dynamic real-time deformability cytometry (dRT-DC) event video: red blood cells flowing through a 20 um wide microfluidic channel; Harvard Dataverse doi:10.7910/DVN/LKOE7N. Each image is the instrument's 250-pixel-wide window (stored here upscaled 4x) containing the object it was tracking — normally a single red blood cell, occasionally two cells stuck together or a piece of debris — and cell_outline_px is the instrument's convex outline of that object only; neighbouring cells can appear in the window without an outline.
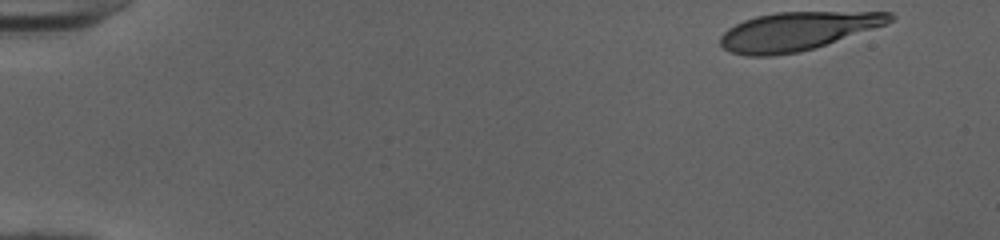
{"species": "human", "species_latin": "Homo sapiens", "temperature_condition": "cold", "stored_images_in_passage": 48, "camera_frame_rate_fps": 3000, "um_per_image_px": 0.085, "donor": {"sex": "female"}, "frame": {"image": 1, "passage_image": 1, "time_ms": 0.0, "image_size_px": [1000, 240], "cell_outline_px": [[896, 16], [888, 24], [800, 52], [772, 56], [744, 56], [732, 52], [724, 48], [720, 44], [720, 36], [728, 28], [744, 20], [756, 16], [776, 12], [892, 12]], "centroid_in_image_um": [67.76, 2.65], "position_along_channel_um": 17.2, "area_um2": 37.8}}
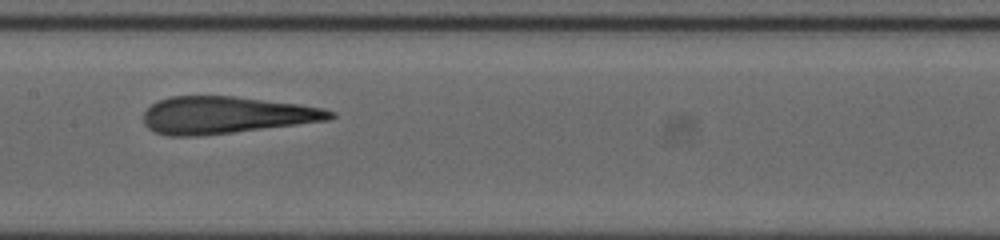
{"frame": {"image": 2, "passage_image": 24, "time_ms": 7.667, "image_size_px": [1000, 240], "cell_outline_px": [[336, 116], [328, 120], [232, 132], [196, 136], [168, 136], [156, 132], [148, 128], [144, 124], [144, 112], [152, 104], [168, 96], [232, 96], [300, 104], [324, 108], [336, 112]], "centroid_in_image_um": [19.2, 9.77], "position_along_channel_um": 188.2, "area_um2": 40.11}}
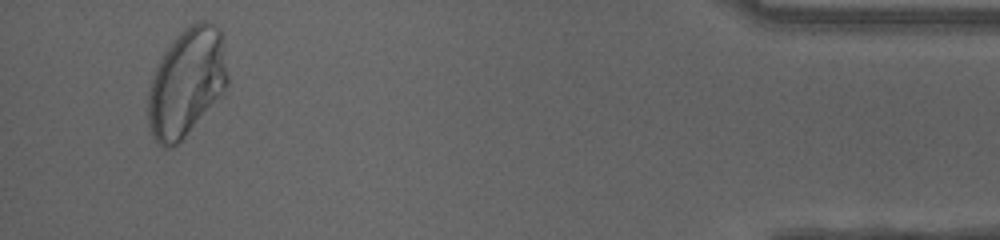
{"frame": {"image": 3, "passage_image": 46, "time_ms": 15.0, "image_size_px": [1000, 240], "cell_outline_px": [[228, 84], [220, 96], [184, 136], [172, 148], [164, 148], [156, 144], [148, 128], [148, 92], [156, 68], [164, 52], [180, 32], [192, 24], [200, 20], [204, 20], [220, 28], [228, 76]], "centroid_in_image_um": [15.84, 7.03], "position_along_channel_um": 419.4, "area_um2": 49.53}, "authors_computed_cell_mechanics": {"area_um2": 40.2577, "velocity_mm_per_s": 4.0128, "shape_relaxation_time_tau1_ms": 7.2031, "shape_relaxation_time_tau2_ms": 1.5679, "deformation_change_tau1": 0.2951, "deformation_change_tau2": 0.1127}}